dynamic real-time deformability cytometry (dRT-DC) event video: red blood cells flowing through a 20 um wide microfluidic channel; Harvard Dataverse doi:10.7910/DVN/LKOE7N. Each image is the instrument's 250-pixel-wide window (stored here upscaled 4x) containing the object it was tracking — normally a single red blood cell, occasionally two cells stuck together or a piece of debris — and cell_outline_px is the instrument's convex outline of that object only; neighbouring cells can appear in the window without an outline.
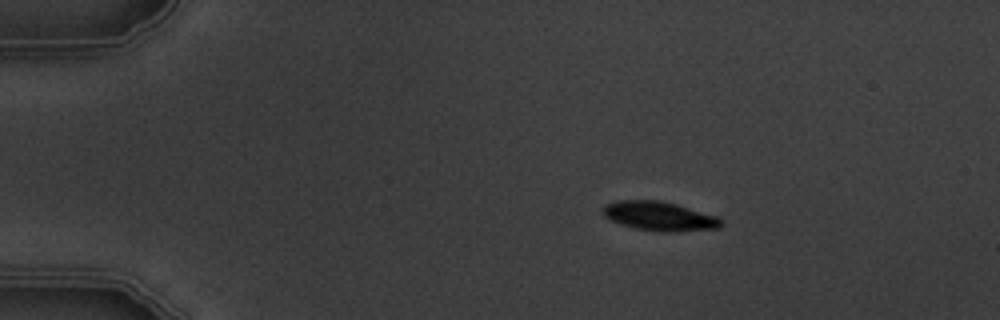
{"species": "common noctule bat (a hibernating species)", "species_latin": "Nyctalus noctula", "temperature_condition": "warm", "stored_images_in_passage": 2, "camera_frame_rate_fps": 3000, "um_per_image_px": 0.085, "animal": {"sex": "male", "body_mass_g": 19.5, "forearm_length_mm": 54.6}, "frame": {"image": 1, "passage_image": 1, "time_ms": 0.0, "image_size_px": [1000, 320], "cell_outline_px": [[724, 224], [720, 228], [676, 232], [660, 232], [636, 228], [620, 224], [608, 220], [600, 212], [604, 204], [616, 200], [660, 200], [676, 204], [720, 216], [724, 220]], "centroid_in_image_um": [56.06, 18.37], "position_along_channel_um": 28.9, "area_um2": 20.69}}